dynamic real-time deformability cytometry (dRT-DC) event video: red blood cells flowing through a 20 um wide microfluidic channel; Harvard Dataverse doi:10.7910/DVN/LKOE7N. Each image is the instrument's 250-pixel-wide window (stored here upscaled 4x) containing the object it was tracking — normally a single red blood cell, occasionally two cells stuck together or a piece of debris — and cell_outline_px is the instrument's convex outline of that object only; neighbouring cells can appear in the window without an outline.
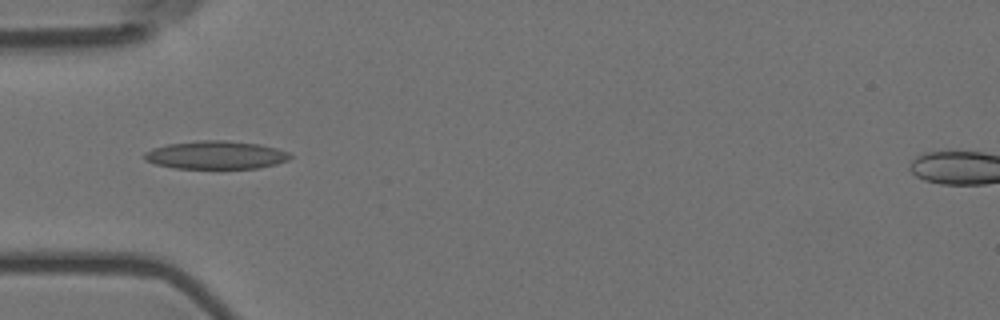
{"species": "Egyptian fruit bat (a non-hibernating species)", "species_latin": "Rousettus aegyptiacus", "temperature_condition": "room temperature", "stored_images_in_passage": 6, "camera_frame_rate_fps": 3000, "um_per_image_px": 0.085, "animal": {"sex": "female"}, "frame": {"image": 1, "passage_image": 5, "time_ms": 1.333, "image_size_px": [1000, 320], "cell_outline_px": [[292, 156], [288, 160], [276, 164], [260, 168], [172, 168], [156, 164], [144, 160], [144, 152], [152, 148], [168, 144], [204, 140], [224, 140], [260, 144], [276, 148], [288, 152]], "centroid_in_image_um": [18.34, 13.18], "position_along_channel_um": 66.7, "area_um2": 23.87}}
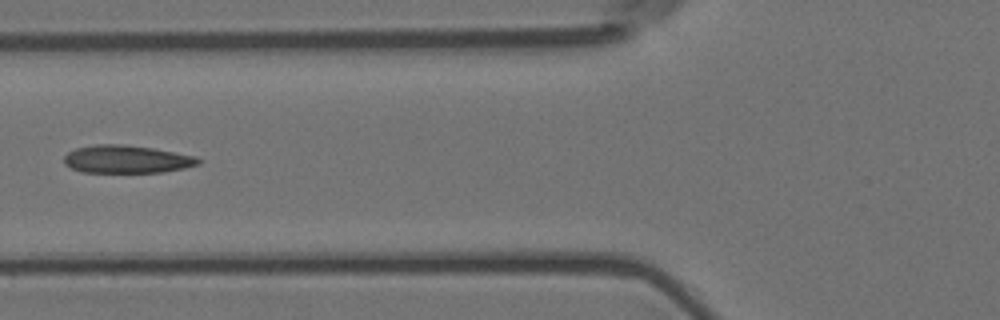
{"frame": {"image": 2, "passage_image": 6, "time_ms": 1.667, "image_size_px": [1000, 320], "cell_outline_px": [[200, 164], [184, 168], [164, 172], [80, 172], [64, 164], [64, 156], [68, 152], [76, 148], [96, 144], [124, 144], [152, 148], [196, 156], [200, 160]], "centroid_in_image_um": [10.75, 13.53], "position_along_channel_um": 115.0, "area_um2": 21.79}}